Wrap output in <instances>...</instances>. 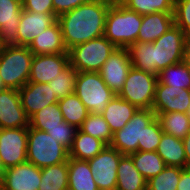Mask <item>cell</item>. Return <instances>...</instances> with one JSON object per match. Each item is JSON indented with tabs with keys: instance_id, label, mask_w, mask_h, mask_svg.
I'll return each mask as SVG.
<instances>
[{
	"instance_id": "cell-40",
	"label": "cell",
	"mask_w": 190,
	"mask_h": 190,
	"mask_svg": "<svg viewBox=\"0 0 190 190\" xmlns=\"http://www.w3.org/2000/svg\"><path fill=\"white\" fill-rule=\"evenodd\" d=\"M163 131L160 123L155 118L148 126L145 127L143 135V151H156L161 139Z\"/></svg>"
},
{
	"instance_id": "cell-39",
	"label": "cell",
	"mask_w": 190,
	"mask_h": 190,
	"mask_svg": "<svg viewBox=\"0 0 190 190\" xmlns=\"http://www.w3.org/2000/svg\"><path fill=\"white\" fill-rule=\"evenodd\" d=\"M77 130L78 129L75 126L68 124L64 120L61 122V126L48 128L46 132L69 150L72 146Z\"/></svg>"
},
{
	"instance_id": "cell-19",
	"label": "cell",
	"mask_w": 190,
	"mask_h": 190,
	"mask_svg": "<svg viewBox=\"0 0 190 190\" xmlns=\"http://www.w3.org/2000/svg\"><path fill=\"white\" fill-rule=\"evenodd\" d=\"M22 0H0V42L17 45V29L22 15Z\"/></svg>"
},
{
	"instance_id": "cell-27",
	"label": "cell",
	"mask_w": 190,
	"mask_h": 190,
	"mask_svg": "<svg viewBox=\"0 0 190 190\" xmlns=\"http://www.w3.org/2000/svg\"><path fill=\"white\" fill-rule=\"evenodd\" d=\"M38 190H68V161L41 168Z\"/></svg>"
},
{
	"instance_id": "cell-15",
	"label": "cell",
	"mask_w": 190,
	"mask_h": 190,
	"mask_svg": "<svg viewBox=\"0 0 190 190\" xmlns=\"http://www.w3.org/2000/svg\"><path fill=\"white\" fill-rule=\"evenodd\" d=\"M29 127V118L21 104L19 91L6 88L0 91V128Z\"/></svg>"
},
{
	"instance_id": "cell-25",
	"label": "cell",
	"mask_w": 190,
	"mask_h": 190,
	"mask_svg": "<svg viewBox=\"0 0 190 190\" xmlns=\"http://www.w3.org/2000/svg\"><path fill=\"white\" fill-rule=\"evenodd\" d=\"M88 161L68 159V190H99Z\"/></svg>"
},
{
	"instance_id": "cell-7",
	"label": "cell",
	"mask_w": 190,
	"mask_h": 190,
	"mask_svg": "<svg viewBox=\"0 0 190 190\" xmlns=\"http://www.w3.org/2000/svg\"><path fill=\"white\" fill-rule=\"evenodd\" d=\"M155 118L156 114L152 109H138L122 129L113 133L110 146L123 155L143 151L145 127Z\"/></svg>"
},
{
	"instance_id": "cell-41",
	"label": "cell",
	"mask_w": 190,
	"mask_h": 190,
	"mask_svg": "<svg viewBox=\"0 0 190 190\" xmlns=\"http://www.w3.org/2000/svg\"><path fill=\"white\" fill-rule=\"evenodd\" d=\"M22 8L34 13H54L52 0H22Z\"/></svg>"
},
{
	"instance_id": "cell-28",
	"label": "cell",
	"mask_w": 190,
	"mask_h": 190,
	"mask_svg": "<svg viewBox=\"0 0 190 190\" xmlns=\"http://www.w3.org/2000/svg\"><path fill=\"white\" fill-rule=\"evenodd\" d=\"M127 49L133 68L155 75L153 42L136 41Z\"/></svg>"
},
{
	"instance_id": "cell-49",
	"label": "cell",
	"mask_w": 190,
	"mask_h": 190,
	"mask_svg": "<svg viewBox=\"0 0 190 190\" xmlns=\"http://www.w3.org/2000/svg\"><path fill=\"white\" fill-rule=\"evenodd\" d=\"M187 115H188V117L190 119V109L188 110Z\"/></svg>"
},
{
	"instance_id": "cell-44",
	"label": "cell",
	"mask_w": 190,
	"mask_h": 190,
	"mask_svg": "<svg viewBox=\"0 0 190 190\" xmlns=\"http://www.w3.org/2000/svg\"><path fill=\"white\" fill-rule=\"evenodd\" d=\"M186 153L187 168L190 167V132L182 139Z\"/></svg>"
},
{
	"instance_id": "cell-32",
	"label": "cell",
	"mask_w": 190,
	"mask_h": 190,
	"mask_svg": "<svg viewBox=\"0 0 190 190\" xmlns=\"http://www.w3.org/2000/svg\"><path fill=\"white\" fill-rule=\"evenodd\" d=\"M63 121V115L57 102L49 104L33 114L29 118V127L46 132L48 128L61 126Z\"/></svg>"
},
{
	"instance_id": "cell-35",
	"label": "cell",
	"mask_w": 190,
	"mask_h": 190,
	"mask_svg": "<svg viewBox=\"0 0 190 190\" xmlns=\"http://www.w3.org/2000/svg\"><path fill=\"white\" fill-rule=\"evenodd\" d=\"M79 129L103 141L107 146L112 142L113 133L102 114L89 113Z\"/></svg>"
},
{
	"instance_id": "cell-31",
	"label": "cell",
	"mask_w": 190,
	"mask_h": 190,
	"mask_svg": "<svg viewBox=\"0 0 190 190\" xmlns=\"http://www.w3.org/2000/svg\"><path fill=\"white\" fill-rule=\"evenodd\" d=\"M156 118L163 133L183 139L190 132V119L186 113H160Z\"/></svg>"
},
{
	"instance_id": "cell-18",
	"label": "cell",
	"mask_w": 190,
	"mask_h": 190,
	"mask_svg": "<svg viewBox=\"0 0 190 190\" xmlns=\"http://www.w3.org/2000/svg\"><path fill=\"white\" fill-rule=\"evenodd\" d=\"M56 20L57 16L54 13H34L23 9L17 29V45L28 47L33 39Z\"/></svg>"
},
{
	"instance_id": "cell-1",
	"label": "cell",
	"mask_w": 190,
	"mask_h": 190,
	"mask_svg": "<svg viewBox=\"0 0 190 190\" xmlns=\"http://www.w3.org/2000/svg\"><path fill=\"white\" fill-rule=\"evenodd\" d=\"M112 3L92 0L57 17L67 50L104 36L106 14Z\"/></svg>"
},
{
	"instance_id": "cell-38",
	"label": "cell",
	"mask_w": 190,
	"mask_h": 190,
	"mask_svg": "<svg viewBox=\"0 0 190 190\" xmlns=\"http://www.w3.org/2000/svg\"><path fill=\"white\" fill-rule=\"evenodd\" d=\"M174 22L190 38V0H175Z\"/></svg>"
},
{
	"instance_id": "cell-3",
	"label": "cell",
	"mask_w": 190,
	"mask_h": 190,
	"mask_svg": "<svg viewBox=\"0 0 190 190\" xmlns=\"http://www.w3.org/2000/svg\"><path fill=\"white\" fill-rule=\"evenodd\" d=\"M33 56L27 46H2L0 76L6 88L19 90L28 82Z\"/></svg>"
},
{
	"instance_id": "cell-9",
	"label": "cell",
	"mask_w": 190,
	"mask_h": 190,
	"mask_svg": "<svg viewBox=\"0 0 190 190\" xmlns=\"http://www.w3.org/2000/svg\"><path fill=\"white\" fill-rule=\"evenodd\" d=\"M157 81V75L132 67L117 95L138 109H152Z\"/></svg>"
},
{
	"instance_id": "cell-21",
	"label": "cell",
	"mask_w": 190,
	"mask_h": 190,
	"mask_svg": "<svg viewBox=\"0 0 190 190\" xmlns=\"http://www.w3.org/2000/svg\"><path fill=\"white\" fill-rule=\"evenodd\" d=\"M173 25H175L174 13L157 12L142 15L137 41L154 42Z\"/></svg>"
},
{
	"instance_id": "cell-30",
	"label": "cell",
	"mask_w": 190,
	"mask_h": 190,
	"mask_svg": "<svg viewBox=\"0 0 190 190\" xmlns=\"http://www.w3.org/2000/svg\"><path fill=\"white\" fill-rule=\"evenodd\" d=\"M135 167L148 181L151 177L158 175L166 167L164 160L156 151H137L129 154Z\"/></svg>"
},
{
	"instance_id": "cell-22",
	"label": "cell",
	"mask_w": 190,
	"mask_h": 190,
	"mask_svg": "<svg viewBox=\"0 0 190 190\" xmlns=\"http://www.w3.org/2000/svg\"><path fill=\"white\" fill-rule=\"evenodd\" d=\"M137 110L136 106L116 94L107 104L102 116L108 123L112 133H115L125 126Z\"/></svg>"
},
{
	"instance_id": "cell-42",
	"label": "cell",
	"mask_w": 190,
	"mask_h": 190,
	"mask_svg": "<svg viewBox=\"0 0 190 190\" xmlns=\"http://www.w3.org/2000/svg\"><path fill=\"white\" fill-rule=\"evenodd\" d=\"M90 1L92 0H52L54 14L58 17L59 15Z\"/></svg>"
},
{
	"instance_id": "cell-24",
	"label": "cell",
	"mask_w": 190,
	"mask_h": 190,
	"mask_svg": "<svg viewBox=\"0 0 190 190\" xmlns=\"http://www.w3.org/2000/svg\"><path fill=\"white\" fill-rule=\"evenodd\" d=\"M156 152L164 160L166 166L187 168L182 139L163 133Z\"/></svg>"
},
{
	"instance_id": "cell-23",
	"label": "cell",
	"mask_w": 190,
	"mask_h": 190,
	"mask_svg": "<svg viewBox=\"0 0 190 190\" xmlns=\"http://www.w3.org/2000/svg\"><path fill=\"white\" fill-rule=\"evenodd\" d=\"M116 190H147V180L135 167L132 158L124 155L117 168Z\"/></svg>"
},
{
	"instance_id": "cell-14",
	"label": "cell",
	"mask_w": 190,
	"mask_h": 190,
	"mask_svg": "<svg viewBox=\"0 0 190 190\" xmlns=\"http://www.w3.org/2000/svg\"><path fill=\"white\" fill-rule=\"evenodd\" d=\"M41 180V168L26 161L7 168L0 190H38Z\"/></svg>"
},
{
	"instance_id": "cell-20",
	"label": "cell",
	"mask_w": 190,
	"mask_h": 190,
	"mask_svg": "<svg viewBox=\"0 0 190 190\" xmlns=\"http://www.w3.org/2000/svg\"><path fill=\"white\" fill-rule=\"evenodd\" d=\"M28 48L33 55L68 53L58 20L33 39Z\"/></svg>"
},
{
	"instance_id": "cell-48",
	"label": "cell",
	"mask_w": 190,
	"mask_h": 190,
	"mask_svg": "<svg viewBox=\"0 0 190 190\" xmlns=\"http://www.w3.org/2000/svg\"><path fill=\"white\" fill-rule=\"evenodd\" d=\"M107 1H109L111 3H118V2H120V0H107Z\"/></svg>"
},
{
	"instance_id": "cell-17",
	"label": "cell",
	"mask_w": 190,
	"mask_h": 190,
	"mask_svg": "<svg viewBox=\"0 0 190 190\" xmlns=\"http://www.w3.org/2000/svg\"><path fill=\"white\" fill-rule=\"evenodd\" d=\"M18 91L22 107L28 118L45 106L59 101L48 83L27 82Z\"/></svg>"
},
{
	"instance_id": "cell-5",
	"label": "cell",
	"mask_w": 190,
	"mask_h": 190,
	"mask_svg": "<svg viewBox=\"0 0 190 190\" xmlns=\"http://www.w3.org/2000/svg\"><path fill=\"white\" fill-rule=\"evenodd\" d=\"M116 48L105 36H102L69 49V62L78 72H99Z\"/></svg>"
},
{
	"instance_id": "cell-29",
	"label": "cell",
	"mask_w": 190,
	"mask_h": 190,
	"mask_svg": "<svg viewBox=\"0 0 190 190\" xmlns=\"http://www.w3.org/2000/svg\"><path fill=\"white\" fill-rule=\"evenodd\" d=\"M58 104L63 115V119L68 124L75 126L77 129L81 127L82 123L90 113L75 93L60 99Z\"/></svg>"
},
{
	"instance_id": "cell-47",
	"label": "cell",
	"mask_w": 190,
	"mask_h": 190,
	"mask_svg": "<svg viewBox=\"0 0 190 190\" xmlns=\"http://www.w3.org/2000/svg\"><path fill=\"white\" fill-rule=\"evenodd\" d=\"M4 89H6V87L4 85L3 79L0 76V91H3Z\"/></svg>"
},
{
	"instance_id": "cell-2",
	"label": "cell",
	"mask_w": 190,
	"mask_h": 190,
	"mask_svg": "<svg viewBox=\"0 0 190 190\" xmlns=\"http://www.w3.org/2000/svg\"><path fill=\"white\" fill-rule=\"evenodd\" d=\"M142 15L120 2L112 3L106 14L104 36L117 48H128L137 41Z\"/></svg>"
},
{
	"instance_id": "cell-4",
	"label": "cell",
	"mask_w": 190,
	"mask_h": 190,
	"mask_svg": "<svg viewBox=\"0 0 190 190\" xmlns=\"http://www.w3.org/2000/svg\"><path fill=\"white\" fill-rule=\"evenodd\" d=\"M69 150L47 132L28 127L27 161L38 168L64 163Z\"/></svg>"
},
{
	"instance_id": "cell-12",
	"label": "cell",
	"mask_w": 190,
	"mask_h": 190,
	"mask_svg": "<svg viewBox=\"0 0 190 190\" xmlns=\"http://www.w3.org/2000/svg\"><path fill=\"white\" fill-rule=\"evenodd\" d=\"M132 68L127 48H116L99 70L105 84L118 94L123 88L129 70Z\"/></svg>"
},
{
	"instance_id": "cell-46",
	"label": "cell",
	"mask_w": 190,
	"mask_h": 190,
	"mask_svg": "<svg viewBox=\"0 0 190 190\" xmlns=\"http://www.w3.org/2000/svg\"><path fill=\"white\" fill-rule=\"evenodd\" d=\"M5 172H6V168L4 167L1 157H0V182L3 180Z\"/></svg>"
},
{
	"instance_id": "cell-6",
	"label": "cell",
	"mask_w": 190,
	"mask_h": 190,
	"mask_svg": "<svg viewBox=\"0 0 190 190\" xmlns=\"http://www.w3.org/2000/svg\"><path fill=\"white\" fill-rule=\"evenodd\" d=\"M75 94L90 113L102 114L116 95L103 81L99 72H78Z\"/></svg>"
},
{
	"instance_id": "cell-8",
	"label": "cell",
	"mask_w": 190,
	"mask_h": 190,
	"mask_svg": "<svg viewBox=\"0 0 190 190\" xmlns=\"http://www.w3.org/2000/svg\"><path fill=\"white\" fill-rule=\"evenodd\" d=\"M190 38L176 25L161 35L154 44L155 75L168 66L183 61Z\"/></svg>"
},
{
	"instance_id": "cell-10",
	"label": "cell",
	"mask_w": 190,
	"mask_h": 190,
	"mask_svg": "<svg viewBox=\"0 0 190 190\" xmlns=\"http://www.w3.org/2000/svg\"><path fill=\"white\" fill-rule=\"evenodd\" d=\"M124 155L110 145L88 160L99 190H116L117 168Z\"/></svg>"
},
{
	"instance_id": "cell-33",
	"label": "cell",
	"mask_w": 190,
	"mask_h": 190,
	"mask_svg": "<svg viewBox=\"0 0 190 190\" xmlns=\"http://www.w3.org/2000/svg\"><path fill=\"white\" fill-rule=\"evenodd\" d=\"M158 80L167 86L190 89V72L183 61L163 69Z\"/></svg>"
},
{
	"instance_id": "cell-16",
	"label": "cell",
	"mask_w": 190,
	"mask_h": 190,
	"mask_svg": "<svg viewBox=\"0 0 190 190\" xmlns=\"http://www.w3.org/2000/svg\"><path fill=\"white\" fill-rule=\"evenodd\" d=\"M69 64L68 53L34 55L28 82L49 83Z\"/></svg>"
},
{
	"instance_id": "cell-43",
	"label": "cell",
	"mask_w": 190,
	"mask_h": 190,
	"mask_svg": "<svg viewBox=\"0 0 190 190\" xmlns=\"http://www.w3.org/2000/svg\"><path fill=\"white\" fill-rule=\"evenodd\" d=\"M177 190H190V167L184 168L181 172Z\"/></svg>"
},
{
	"instance_id": "cell-26",
	"label": "cell",
	"mask_w": 190,
	"mask_h": 190,
	"mask_svg": "<svg viewBox=\"0 0 190 190\" xmlns=\"http://www.w3.org/2000/svg\"><path fill=\"white\" fill-rule=\"evenodd\" d=\"M106 146L103 141L78 129L69 149V158L88 161L100 153Z\"/></svg>"
},
{
	"instance_id": "cell-11",
	"label": "cell",
	"mask_w": 190,
	"mask_h": 190,
	"mask_svg": "<svg viewBox=\"0 0 190 190\" xmlns=\"http://www.w3.org/2000/svg\"><path fill=\"white\" fill-rule=\"evenodd\" d=\"M28 127L0 128V157L4 167L27 161Z\"/></svg>"
},
{
	"instance_id": "cell-13",
	"label": "cell",
	"mask_w": 190,
	"mask_h": 190,
	"mask_svg": "<svg viewBox=\"0 0 190 190\" xmlns=\"http://www.w3.org/2000/svg\"><path fill=\"white\" fill-rule=\"evenodd\" d=\"M190 109V89H181L167 86L157 81L155 96L152 105L154 113L181 112L186 113Z\"/></svg>"
},
{
	"instance_id": "cell-37",
	"label": "cell",
	"mask_w": 190,
	"mask_h": 190,
	"mask_svg": "<svg viewBox=\"0 0 190 190\" xmlns=\"http://www.w3.org/2000/svg\"><path fill=\"white\" fill-rule=\"evenodd\" d=\"M183 169L166 166L162 172L147 181V190H177V184Z\"/></svg>"
},
{
	"instance_id": "cell-45",
	"label": "cell",
	"mask_w": 190,
	"mask_h": 190,
	"mask_svg": "<svg viewBox=\"0 0 190 190\" xmlns=\"http://www.w3.org/2000/svg\"><path fill=\"white\" fill-rule=\"evenodd\" d=\"M183 62L186 65V67L188 68L189 72H190V41L187 44L185 53H184V57H183Z\"/></svg>"
},
{
	"instance_id": "cell-36",
	"label": "cell",
	"mask_w": 190,
	"mask_h": 190,
	"mask_svg": "<svg viewBox=\"0 0 190 190\" xmlns=\"http://www.w3.org/2000/svg\"><path fill=\"white\" fill-rule=\"evenodd\" d=\"M77 76L78 71L69 64L48 84L53 90V93L60 100L65 98L67 95L75 93Z\"/></svg>"
},
{
	"instance_id": "cell-34",
	"label": "cell",
	"mask_w": 190,
	"mask_h": 190,
	"mask_svg": "<svg viewBox=\"0 0 190 190\" xmlns=\"http://www.w3.org/2000/svg\"><path fill=\"white\" fill-rule=\"evenodd\" d=\"M127 9L140 15L163 12L174 13L175 0H122Z\"/></svg>"
}]
</instances>
